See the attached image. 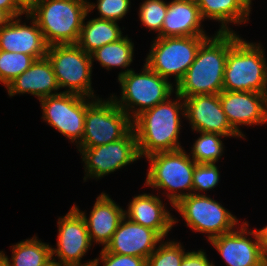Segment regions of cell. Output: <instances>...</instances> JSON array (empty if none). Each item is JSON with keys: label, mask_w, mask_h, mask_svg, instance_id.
<instances>
[{"label": "cell", "mask_w": 267, "mask_h": 266, "mask_svg": "<svg viewBox=\"0 0 267 266\" xmlns=\"http://www.w3.org/2000/svg\"><path fill=\"white\" fill-rule=\"evenodd\" d=\"M145 158L150 166L144 186L153 190H163L164 193L161 194L167 197L170 207H174L182 198L193 194L192 177L196 162L184 148L158 152Z\"/></svg>", "instance_id": "5"}, {"label": "cell", "mask_w": 267, "mask_h": 266, "mask_svg": "<svg viewBox=\"0 0 267 266\" xmlns=\"http://www.w3.org/2000/svg\"><path fill=\"white\" fill-rule=\"evenodd\" d=\"M193 233L207 234V241L229 233L241 222L223 205L208 195L190 194L174 207Z\"/></svg>", "instance_id": "9"}, {"label": "cell", "mask_w": 267, "mask_h": 266, "mask_svg": "<svg viewBox=\"0 0 267 266\" xmlns=\"http://www.w3.org/2000/svg\"><path fill=\"white\" fill-rule=\"evenodd\" d=\"M163 240L155 230L135 223L124 216L111 241L104 249L110 253L148 259Z\"/></svg>", "instance_id": "17"}, {"label": "cell", "mask_w": 267, "mask_h": 266, "mask_svg": "<svg viewBox=\"0 0 267 266\" xmlns=\"http://www.w3.org/2000/svg\"><path fill=\"white\" fill-rule=\"evenodd\" d=\"M97 4V5H96ZM88 13L95 8L98 10V19L118 22L129 12L131 0H97L96 3L87 1Z\"/></svg>", "instance_id": "32"}, {"label": "cell", "mask_w": 267, "mask_h": 266, "mask_svg": "<svg viewBox=\"0 0 267 266\" xmlns=\"http://www.w3.org/2000/svg\"><path fill=\"white\" fill-rule=\"evenodd\" d=\"M84 133L76 148H90L122 139L133 127L132 119L112 97L96 98L87 108Z\"/></svg>", "instance_id": "10"}, {"label": "cell", "mask_w": 267, "mask_h": 266, "mask_svg": "<svg viewBox=\"0 0 267 266\" xmlns=\"http://www.w3.org/2000/svg\"><path fill=\"white\" fill-rule=\"evenodd\" d=\"M124 210V215L129 220L155 230L163 239L169 231L178 223V219L172 216L166 208L161 197L154 194L141 193L134 196Z\"/></svg>", "instance_id": "20"}, {"label": "cell", "mask_w": 267, "mask_h": 266, "mask_svg": "<svg viewBox=\"0 0 267 266\" xmlns=\"http://www.w3.org/2000/svg\"><path fill=\"white\" fill-rule=\"evenodd\" d=\"M88 0H38L27 13L36 21L48 46L77 44Z\"/></svg>", "instance_id": "4"}, {"label": "cell", "mask_w": 267, "mask_h": 266, "mask_svg": "<svg viewBox=\"0 0 267 266\" xmlns=\"http://www.w3.org/2000/svg\"><path fill=\"white\" fill-rule=\"evenodd\" d=\"M175 98L169 97L132 120L141 159L158 152L184 148L179 134L183 126L181 117H185V104L183 97L176 92Z\"/></svg>", "instance_id": "1"}, {"label": "cell", "mask_w": 267, "mask_h": 266, "mask_svg": "<svg viewBox=\"0 0 267 266\" xmlns=\"http://www.w3.org/2000/svg\"><path fill=\"white\" fill-rule=\"evenodd\" d=\"M57 226V248H53V246L51 248L52 261L66 266L93 264L94 259L81 262L91 246L94 245L91 243L82 215L72 206L66 215L58 217Z\"/></svg>", "instance_id": "13"}, {"label": "cell", "mask_w": 267, "mask_h": 266, "mask_svg": "<svg viewBox=\"0 0 267 266\" xmlns=\"http://www.w3.org/2000/svg\"><path fill=\"white\" fill-rule=\"evenodd\" d=\"M183 99L185 119L189 121L192 131L218 133L227 138L242 139L228 122L219 94L194 95Z\"/></svg>", "instance_id": "16"}, {"label": "cell", "mask_w": 267, "mask_h": 266, "mask_svg": "<svg viewBox=\"0 0 267 266\" xmlns=\"http://www.w3.org/2000/svg\"><path fill=\"white\" fill-rule=\"evenodd\" d=\"M25 15L27 21L31 20L30 25L22 23L19 16L0 29V50L23 53L35 60L44 58L49 46L36 21L28 13Z\"/></svg>", "instance_id": "18"}, {"label": "cell", "mask_w": 267, "mask_h": 266, "mask_svg": "<svg viewBox=\"0 0 267 266\" xmlns=\"http://www.w3.org/2000/svg\"><path fill=\"white\" fill-rule=\"evenodd\" d=\"M204 22L193 0H171L161 29V37L211 36L203 29Z\"/></svg>", "instance_id": "22"}, {"label": "cell", "mask_w": 267, "mask_h": 266, "mask_svg": "<svg viewBox=\"0 0 267 266\" xmlns=\"http://www.w3.org/2000/svg\"><path fill=\"white\" fill-rule=\"evenodd\" d=\"M209 242L227 266H267L257 229L249 230L246 221L239 228L212 238Z\"/></svg>", "instance_id": "14"}, {"label": "cell", "mask_w": 267, "mask_h": 266, "mask_svg": "<svg viewBox=\"0 0 267 266\" xmlns=\"http://www.w3.org/2000/svg\"><path fill=\"white\" fill-rule=\"evenodd\" d=\"M163 240L147 259V266H180L187 253L181 242Z\"/></svg>", "instance_id": "29"}, {"label": "cell", "mask_w": 267, "mask_h": 266, "mask_svg": "<svg viewBox=\"0 0 267 266\" xmlns=\"http://www.w3.org/2000/svg\"><path fill=\"white\" fill-rule=\"evenodd\" d=\"M199 7L203 20L220 23L217 32H233L229 24L248 23L251 9L246 0H193ZM229 26V27H228Z\"/></svg>", "instance_id": "23"}, {"label": "cell", "mask_w": 267, "mask_h": 266, "mask_svg": "<svg viewBox=\"0 0 267 266\" xmlns=\"http://www.w3.org/2000/svg\"><path fill=\"white\" fill-rule=\"evenodd\" d=\"M257 233L259 236V240L262 243L265 257L267 259V225L259 230L257 229Z\"/></svg>", "instance_id": "36"}, {"label": "cell", "mask_w": 267, "mask_h": 266, "mask_svg": "<svg viewBox=\"0 0 267 266\" xmlns=\"http://www.w3.org/2000/svg\"><path fill=\"white\" fill-rule=\"evenodd\" d=\"M247 5L251 8L252 7V0H246Z\"/></svg>", "instance_id": "41"}, {"label": "cell", "mask_w": 267, "mask_h": 266, "mask_svg": "<svg viewBox=\"0 0 267 266\" xmlns=\"http://www.w3.org/2000/svg\"><path fill=\"white\" fill-rule=\"evenodd\" d=\"M192 180L193 194L206 195V191L213 190L220 182L219 168L216 163H196Z\"/></svg>", "instance_id": "31"}, {"label": "cell", "mask_w": 267, "mask_h": 266, "mask_svg": "<svg viewBox=\"0 0 267 266\" xmlns=\"http://www.w3.org/2000/svg\"><path fill=\"white\" fill-rule=\"evenodd\" d=\"M228 32L223 90L267 93V58L263 45Z\"/></svg>", "instance_id": "3"}, {"label": "cell", "mask_w": 267, "mask_h": 266, "mask_svg": "<svg viewBox=\"0 0 267 266\" xmlns=\"http://www.w3.org/2000/svg\"><path fill=\"white\" fill-rule=\"evenodd\" d=\"M47 266H66V265H62L60 263H56L54 261H51Z\"/></svg>", "instance_id": "40"}, {"label": "cell", "mask_w": 267, "mask_h": 266, "mask_svg": "<svg viewBox=\"0 0 267 266\" xmlns=\"http://www.w3.org/2000/svg\"><path fill=\"white\" fill-rule=\"evenodd\" d=\"M208 37L210 36L155 37L145 64L163 78L173 76L174 85H177Z\"/></svg>", "instance_id": "7"}, {"label": "cell", "mask_w": 267, "mask_h": 266, "mask_svg": "<svg viewBox=\"0 0 267 266\" xmlns=\"http://www.w3.org/2000/svg\"><path fill=\"white\" fill-rule=\"evenodd\" d=\"M110 197L104 192L98 195L89 217L75 203L73 206L86 222L91 243L102 245L103 248L111 241L121 219L125 216L124 209Z\"/></svg>", "instance_id": "19"}, {"label": "cell", "mask_w": 267, "mask_h": 266, "mask_svg": "<svg viewBox=\"0 0 267 266\" xmlns=\"http://www.w3.org/2000/svg\"><path fill=\"white\" fill-rule=\"evenodd\" d=\"M139 73L130 70L118 77L121 96L110 97L132 120L143 111L166 101L175 93L174 84L151 70L145 63ZM119 97V98H118Z\"/></svg>", "instance_id": "6"}, {"label": "cell", "mask_w": 267, "mask_h": 266, "mask_svg": "<svg viewBox=\"0 0 267 266\" xmlns=\"http://www.w3.org/2000/svg\"><path fill=\"white\" fill-rule=\"evenodd\" d=\"M103 263V266H147V259L132 256L121 255L107 252L104 248L100 251L99 257L94 259V266H99V263Z\"/></svg>", "instance_id": "33"}, {"label": "cell", "mask_w": 267, "mask_h": 266, "mask_svg": "<svg viewBox=\"0 0 267 266\" xmlns=\"http://www.w3.org/2000/svg\"><path fill=\"white\" fill-rule=\"evenodd\" d=\"M77 45L87 54H91L102 46L118 41L123 37V32L115 21L91 18L85 22Z\"/></svg>", "instance_id": "24"}, {"label": "cell", "mask_w": 267, "mask_h": 266, "mask_svg": "<svg viewBox=\"0 0 267 266\" xmlns=\"http://www.w3.org/2000/svg\"><path fill=\"white\" fill-rule=\"evenodd\" d=\"M95 99L66 92L44 97L39 100L42 119L77 146L84 133L86 108Z\"/></svg>", "instance_id": "11"}, {"label": "cell", "mask_w": 267, "mask_h": 266, "mask_svg": "<svg viewBox=\"0 0 267 266\" xmlns=\"http://www.w3.org/2000/svg\"><path fill=\"white\" fill-rule=\"evenodd\" d=\"M11 259L0 251L8 260L9 266H47L52 261V246L42 242L36 235L12 246Z\"/></svg>", "instance_id": "26"}, {"label": "cell", "mask_w": 267, "mask_h": 266, "mask_svg": "<svg viewBox=\"0 0 267 266\" xmlns=\"http://www.w3.org/2000/svg\"><path fill=\"white\" fill-rule=\"evenodd\" d=\"M27 10L38 0H18Z\"/></svg>", "instance_id": "38"}, {"label": "cell", "mask_w": 267, "mask_h": 266, "mask_svg": "<svg viewBox=\"0 0 267 266\" xmlns=\"http://www.w3.org/2000/svg\"><path fill=\"white\" fill-rule=\"evenodd\" d=\"M167 6L168 3L164 0H144L138 9L141 24L149 31L157 32V37H161Z\"/></svg>", "instance_id": "30"}, {"label": "cell", "mask_w": 267, "mask_h": 266, "mask_svg": "<svg viewBox=\"0 0 267 266\" xmlns=\"http://www.w3.org/2000/svg\"><path fill=\"white\" fill-rule=\"evenodd\" d=\"M6 90L9 97L26 93L36 96L38 100L62 92L47 57L35 60L24 73L9 83Z\"/></svg>", "instance_id": "21"}, {"label": "cell", "mask_w": 267, "mask_h": 266, "mask_svg": "<svg viewBox=\"0 0 267 266\" xmlns=\"http://www.w3.org/2000/svg\"><path fill=\"white\" fill-rule=\"evenodd\" d=\"M180 266H215L207 258V254L204 249L188 251L182 261Z\"/></svg>", "instance_id": "34"}, {"label": "cell", "mask_w": 267, "mask_h": 266, "mask_svg": "<svg viewBox=\"0 0 267 266\" xmlns=\"http://www.w3.org/2000/svg\"><path fill=\"white\" fill-rule=\"evenodd\" d=\"M84 162V182L100 180L131 163L141 159L133 128L122 138L108 144L90 148H77Z\"/></svg>", "instance_id": "12"}, {"label": "cell", "mask_w": 267, "mask_h": 266, "mask_svg": "<svg viewBox=\"0 0 267 266\" xmlns=\"http://www.w3.org/2000/svg\"><path fill=\"white\" fill-rule=\"evenodd\" d=\"M197 133L200 134V137L198 136L191 146L189 156L196 163H218L225 150L221 138H226V136L210 132Z\"/></svg>", "instance_id": "27"}, {"label": "cell", "mask_w": 267, "mask_h": 266, "mask_svg": "<svg viewBox=\"0 0 267 266\" xmlns=\"http://www.w3.org/2000/svg\"><path fill=\"white\" fill-rule=\"evenodd\" d=\"M46 57L50 61L62 92L78 94L89 98L96 96L92 85L93 62L77 44L52 45Z\"/></svg>", "instance_id": "8"}, {"label": "cell", "mask_w": 267, "mask_h": 266, "mask_svg": "<svg viewBox=\"0 0 267 266\" xmlns=\"http://www.w3.org/2000/svg\"><path fill=\"white\" fill-rule=\"evenodd\" d=\"M0 266H9L7 258L0 252Z\"/></svg>", "instance_id": "39"}, {"label": "cell", "mask_w": 267, "mask_h": 266, "mask_svg": "<svg viewBox=\"0 0 267 266\" xmlns=\"http://www.w3.org/2000/svg\"><path fill=\"white\" fill-rule=\"evenodd\" d=\"M12 17L0 8V29L11 21Z\"/></svg>", "instance_id": "37"}, {"label": "cell", "mask_w": 267, "mask_h": 266, "mask_svg": "<svg viewBox=\"0 0 267 266\" xmlns=\"http://www.w3.org/2000/svg\"><path fill=\"white\" fill-rule=\"evenodd\" d=\"M35 59L23 53L0 50V83L5 87L16 77L24 73Z\"/></svg>", "instance_id": "28"}, {"label": "cell", "mask_w": 267, "mask_h": 266, "mask_svg": "<svg viewBox=\"0 0 267 266\" xmlns=\"http://www.w3.org/2000/svg\"><path fill=\"white\" fill-rule=\"evenodd\" d=\"M228 55V32H215L200 46L194 62L175 85L183 98L223 91L224 70Z\"/></svg>", "instance_id": "2"}, {"label": "cell", "mask_w": 267, "mask_h": 266, "mask_svg": "<svg viewBox=\"0 0 267 266\" xmlns=\"http://www.w3.org/2000/svg\"><path fill=\"white\" fill-rule=\"evenodd\" d=\"M0 8L5 10L12 18L27 13V9L18 0H0Z\"/></svg>", "instance_id": "35"}, {"label": "cell", "mask_w": 267, "mask_h": 266, "mask_svg": "<svg viewBox=\"0 0 267 266\" xmlns=\"http://www.w3.org/2000/svg\"><path fill=\"white\" fill-rule=\"evenodd\" d=\"M219 98L228 122L243 139L240 126L267 123V93L223 90Z\"/></svg>", "instance_id": "15"}, {"label": "cell", "mask_w": 267, "mask_h": 266, "mask_svg": "<svg viewBox=\"0 0 267 266\" xmlns=\"http://www.w3.org/2000/svg\"><path fill=\"white\" fill-rule=\"evenodd\" d=\"M90 55L92 62H94V60L98 61L102 68L108 71L110 69L112 70V68H122V71L118 74V77H120L133 69L127 67H130L133 62L134 43L128 35H124L118 41L108 43L98 48Z\"/></svg>", "instance_id": "25"}]
</instances>
